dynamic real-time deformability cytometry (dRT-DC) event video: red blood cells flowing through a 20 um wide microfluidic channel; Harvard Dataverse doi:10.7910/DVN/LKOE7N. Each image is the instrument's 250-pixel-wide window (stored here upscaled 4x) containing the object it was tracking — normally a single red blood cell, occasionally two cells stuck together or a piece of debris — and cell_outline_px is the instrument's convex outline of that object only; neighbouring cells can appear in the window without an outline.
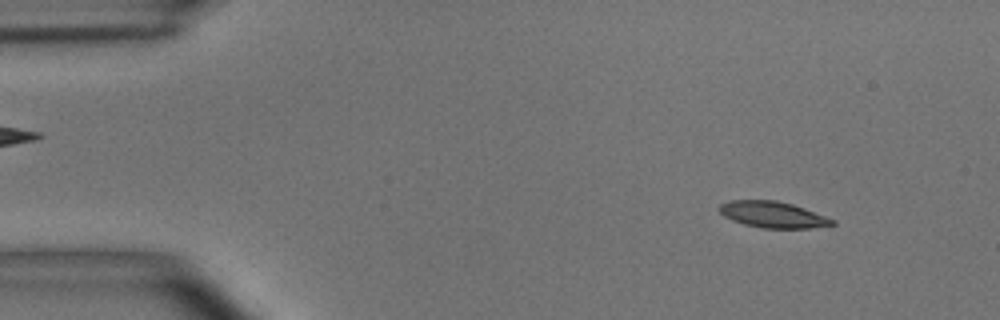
{"species": "common noctule bat (a hibernating species)", "species_latin": "Nyctalus noctula", "temperature_condition": "room temperature", "stored_images_in_passage": 53, "camera_frame_rate_fps": 3000, "um_per_image_px": 0.085, "animal": {"sex": "male", "body_mass_g": 15.6}, "frame": {"image": 1, "passage_image": 5, "time_ms": 1.333, "image_size_px": [1000, 320], "cell_outline_px": [[836, 224], [808, 228], [764, 228], [744, 224], [732, 220], [724, 216], [716, 208], [720, 204], [728, 200], [776, 200], [792, 204], [804, 208], [836, 220]], "centroid_in_image_um": [65.66, 18.23], "position_along_channel_um": 19.3, "area_um2": 17.28}}
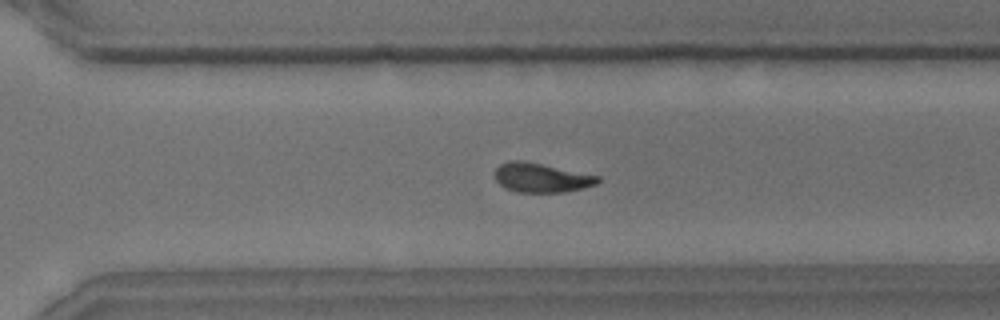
{"frame": {"image": 2, "passage_image": 37, "time_ms": 12.0, "image_size_px": [1000, 320], "cell_outline_px": [[600, 180], [596, 184], [564, 192], [516, 192], [504, 188], [496, 180], [496, 168], [500, 164], [508, 160], [524, 160], [600, 176]], "centroid_in_image_um": [45.98, 15.09], "position_along_channel_um": 324.6, "area_um2": 17.51}}
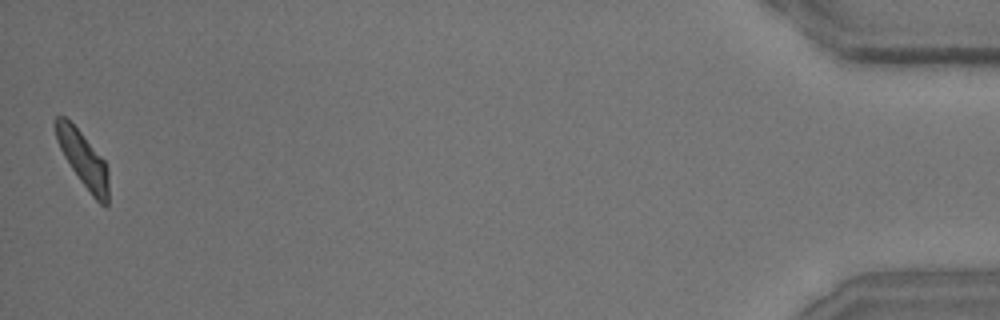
{"frame": {"image": 3, "passage_image": 53, "time_ms": 17.333, "image_size_px": [1000, 320], "cell_outline_px": [[108, 204], [100, 204], [92, 196], [80, 180], [64, 156], [56, 140], [52, 124], [56, 116], [64, 116], [80, 132], [104, 160], [108, 168]], "centroid_in_image_um": [7.03, 13.51], "position_along_channel_um": 428.2, "area_um2": 16.88}, "authors_computed_cell_mechanics": {"area_um2": 17.8024, "velocity_mm_per_s": 3.6636, "shape_relaxation_time_tau1_ms": 6.7732, "shape_relaxation_time_tau2_ms": 4.5164, "deformation_change_tau1": 0.1787, "deformation_change_tau2": 0.1158}}